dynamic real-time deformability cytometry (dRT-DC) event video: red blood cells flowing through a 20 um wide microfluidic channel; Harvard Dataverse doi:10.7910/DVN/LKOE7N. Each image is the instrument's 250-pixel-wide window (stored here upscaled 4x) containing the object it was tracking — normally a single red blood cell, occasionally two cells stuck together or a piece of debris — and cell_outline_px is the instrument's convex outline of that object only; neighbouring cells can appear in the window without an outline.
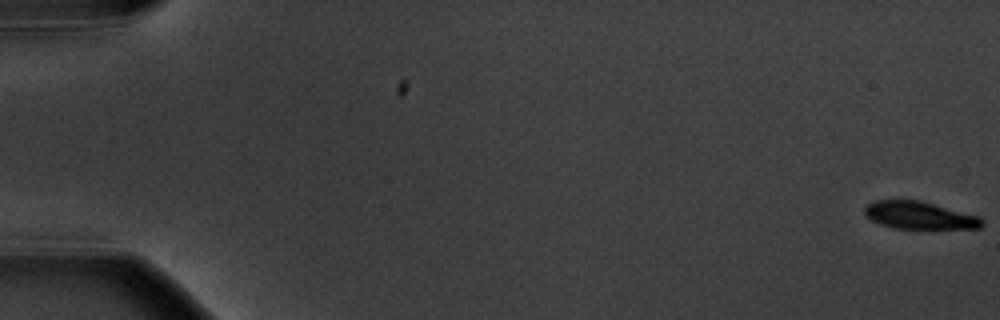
{"species": "common noctule bat (a hibernating species)", "species_latin": "Nyctalus noctula", "temperature_condition": "warm", "stored_images_in_passage": 6, "segment_of_instrument_passage": [1, 2], "camera_frame_rate_fps": 3000, "um_per_image_px": 0.085, "animal": {"sex": "male", "body_mass_g": 20.1, "forearm_length_mm": 53.5}, "frame": {"image": 1, "passage_image": 1, "time_ms": 0.0, "image_size_px": [1000, 320], "cell_outline_px": [[984, 224], [980, 228], [896, 228], [880, 224], [872, 220], [864, 212], [864, 208], [868, 204], [876, 200], [920, 200], [980, 216], [984, 220]], "centroid_in_image_um": [78.19, 18.3], "position_along_channel_um": 6.8, "area_um2": 18.67}}
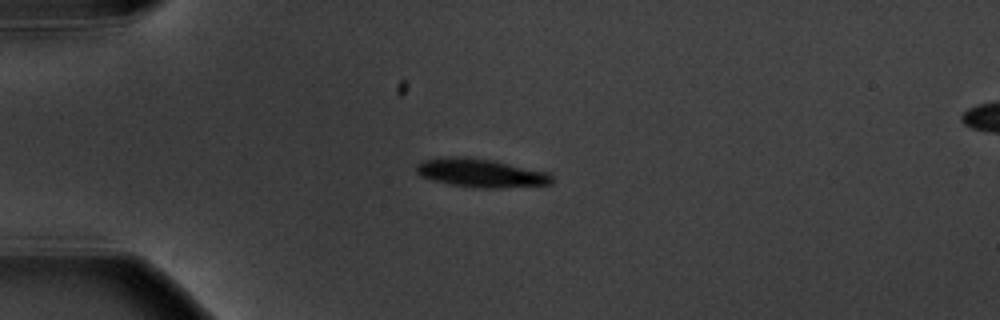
{"frame": {"image": 2, "passage_image": 5, "time_ms": 5.0, "image_size_px": [1000, 320], "cell_outline_px": [[552, 184], [500, 188], [488, 188], [448, 184], [432, 180], [420, 176], [416, 172], [416, 164], [420, 160], [444, 156], [464, 156], [492, 160], [548, 172], [552, 176]], "centroid_in_image_um": [40.81, 14.69], "position_along_channel_um": 44.2, "area_um2": 22.66}}